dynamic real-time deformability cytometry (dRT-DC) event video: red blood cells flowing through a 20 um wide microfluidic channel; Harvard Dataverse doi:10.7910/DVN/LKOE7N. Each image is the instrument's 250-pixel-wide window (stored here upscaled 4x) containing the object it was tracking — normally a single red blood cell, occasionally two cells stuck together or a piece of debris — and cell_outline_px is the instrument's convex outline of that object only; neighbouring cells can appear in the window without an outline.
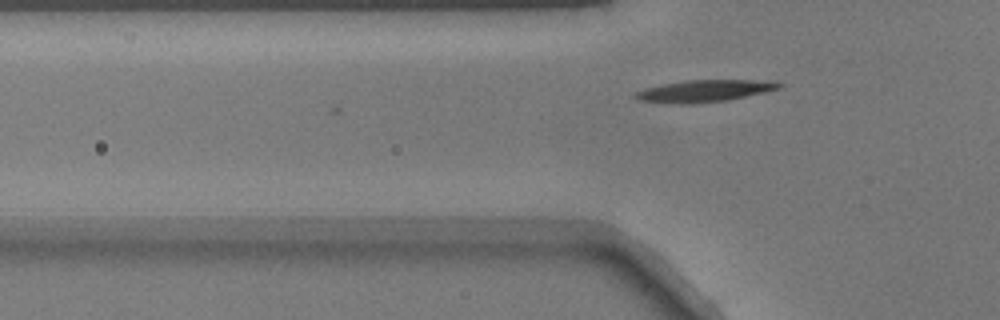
{"species": "common noctule bat (a hibernating species)", "species_latin": "Nyctalus noctula", "temperature_condition": "warm", "stored_images_in_passage": 4, "camera_frame_rate_fps": 3000, "um_per_image_px": 0.085, "animal": {"sex": "male", "body_mass_g": 17.9}, "frame": {"image": 1, "passage_image": 4, "time_ms": 1.0, "image_size_px": [1000, 320], "cell_outline_px": [[784, 84], [780, 88], [764, 92], [728, 100], [692, 104], [676, 104], [640, 100], [632, 96], [636, 92], [648, 88], [664, 84], [688, 80], [776, 80]], "centroid_in_image_um": [59.95, 7.72], "position_along_channel_um": 65.9, "area_um2": 18.32}}